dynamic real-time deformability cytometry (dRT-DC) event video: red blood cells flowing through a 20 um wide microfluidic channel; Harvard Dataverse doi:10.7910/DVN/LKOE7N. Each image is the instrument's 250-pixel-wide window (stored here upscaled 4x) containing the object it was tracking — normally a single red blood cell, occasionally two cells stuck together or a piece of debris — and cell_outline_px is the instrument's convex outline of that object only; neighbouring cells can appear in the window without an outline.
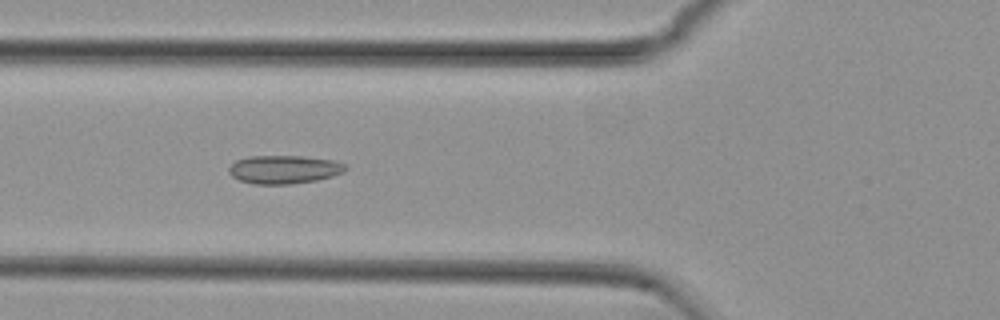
{"species": "common noctule bat (a hibernating species)", "species_latin": "Nyctalus noctula", "temperature_condition": "cold", "stored_images_in_passage": 45, "camera_frame_rate_fps": 3000, "um_per_image_px": 0.085, "animal": {"sex": "female", "body_mass_g": 29.2, "forearm_length_mm": 56.3}, "frame": {"image": 1, "passage_image": 10, "time_ms": 3.0, "image_size_px": [1000, 320], "cell_outline_px": [[348, 168], [344, 172], [332, 176], [316, 180], [288, 184], [252, 184], [240, 180], [232, 176], [228, 172], [228, 168], [236, 160], [248, 156], [300, 156], [332, 160], [344, 164]], "centroid_in_image_um": [24.12, 14.4], "position_along_channel_um": 101.7, "area_um2": 19.19}}
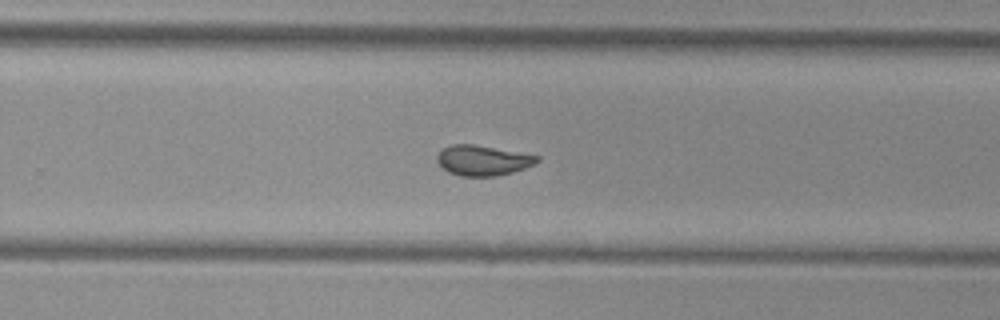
{"frame": {"image": 2, "passage_image": 25, "time_ms": 8.0, "image_size_px": [1000, 320], "cell_outline_px": [[540, 160], [524, 168], [512, 172], [496, 176], [460, 176], [448, 172], [436, 160], [436, 156], [444, 148], [452, 144], [472, 144], [540, 156]], "centroid_in_image_um": [41.02, 13.64], "position_along_channel_um": 288.8, "area_um2": 17.34}}
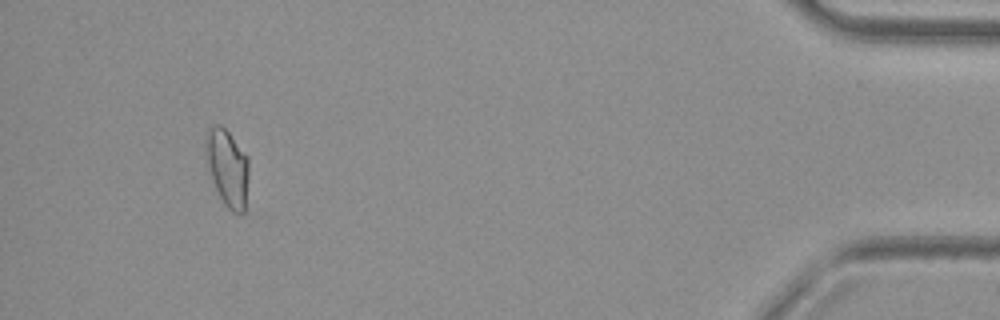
{"frame": {"image": 3, "passage_image": 41, "time_ms": 13.333, "image_size_px": [1000, 320], "cell_outline_px": [[248, 176], [244, 216], [240, 216], [232, 212], [224, 204], [212, 180], [204, 156], [204, 140], [208, 128], [216, 124], [220, 124], [228, 132], [248, 156]], "centroid_in_image_um": [19.31, 14.26], "position_along_channel_um": 415.9, "area_um2": 19.71}, "authors_computed_cell_mechanics": {"area_um2": 18.3226, "velocity_mm_per_s": 3.7387, "shape_relaxation_time_tau1_ms": null, "shape_relaxation_time_tau2_ms": 1.2519, "deformation_change_tau1": null, "deformation_change_tau2": 0.057}}